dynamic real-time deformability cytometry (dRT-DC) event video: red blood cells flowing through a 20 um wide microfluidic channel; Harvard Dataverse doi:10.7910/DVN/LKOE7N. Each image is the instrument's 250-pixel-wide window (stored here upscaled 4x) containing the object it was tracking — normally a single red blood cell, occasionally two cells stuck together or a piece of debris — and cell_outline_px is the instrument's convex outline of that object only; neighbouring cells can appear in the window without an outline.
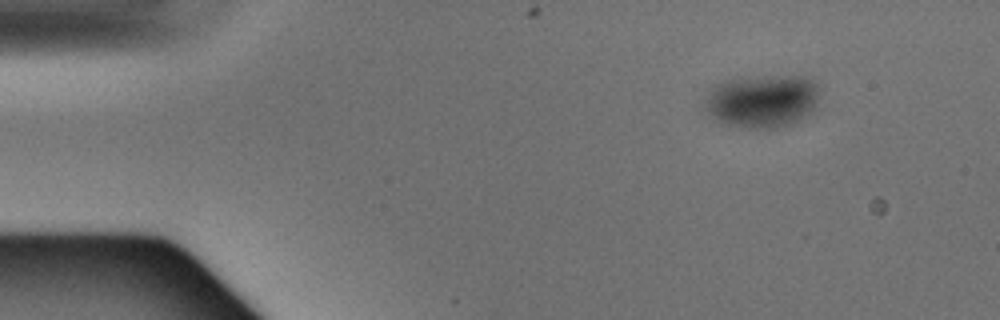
{"species": "Egyptian fruit bat (a non-hibernating species)", "species_latin": "Rousettus aegyptiacus", "temperature_condition": "warm", "stored_images_in_passage": 4, "camera_frame_rate_fps": 3000, "um_per_image_px": 0.085, "animal": {"sex": "male"}, "frame": {"image": 1, "passage_image": 1, "time_ms": 0.0, "image_size_px": [1000, 320], "cell_outline_px": [[820, 92], [816, 108], [812, 112], [788, 124], [776, 128], [744, 128], [720, 124], [708, 116], [704, 108], [704, 100], [708, 92], [716, 84], [728, 80], [772, 76], [812, 76], [820, 84]], "centroid_in_image_um": [64.8, 8.59], "position_along_channel_um": 20.2, "area_um2": 36.18}}